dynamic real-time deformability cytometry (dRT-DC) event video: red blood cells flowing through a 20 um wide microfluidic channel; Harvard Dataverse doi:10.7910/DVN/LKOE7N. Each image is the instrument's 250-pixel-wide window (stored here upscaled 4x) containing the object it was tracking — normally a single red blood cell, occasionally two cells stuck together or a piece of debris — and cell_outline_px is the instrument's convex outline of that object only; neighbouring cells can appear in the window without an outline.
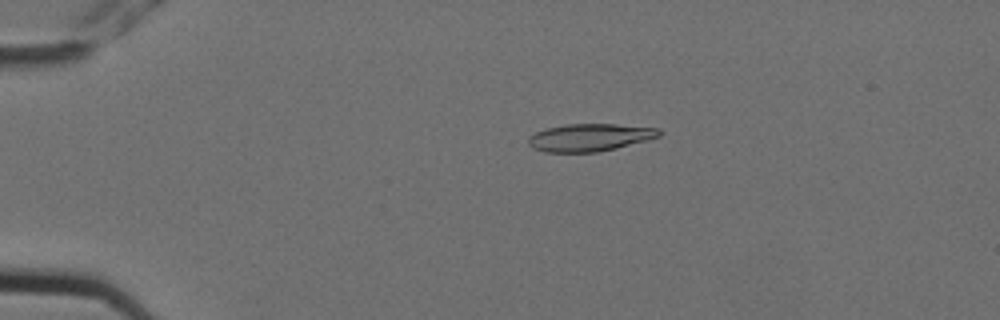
{"species": "Egyptian fruit bat (a non-hibernating species)", "species_latin": "Rousettus aegyptiacus", "temperature_condition": "cold", "stored_images_in_passage": 6, "camera_frame_rate_fps": 3000, "um_per_image_px": 0.085, "animal": {"sex": "female"}, "frame": {"image": 1, "passage_image": 4, "time_ms": 1.0, "image_size_px": [1000, 320], "cell_outline_px": [[664, 132], [660, 136], [648, 140], [616, 148], [596, 152], [544, 152], [532, 148], [528, 144], [528, 136], [536, 132], [548, 128], [564, 124], [616, 124], [660, 128]], "centroid_in_image_um": [50.15, 11.68], "position_along_channel_um": 34.8, "area_um2": 21.15}}
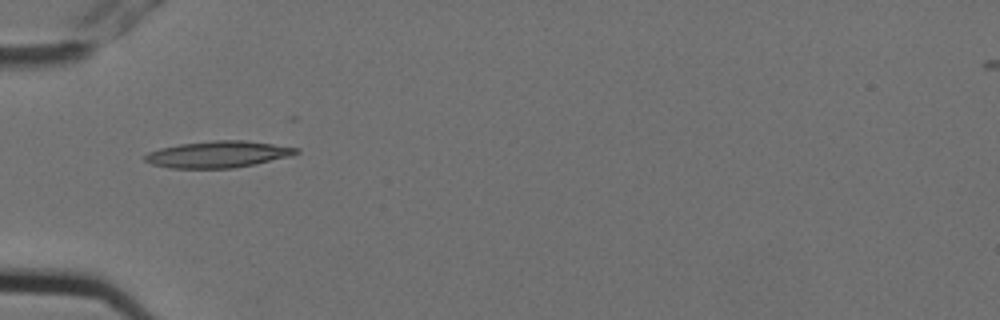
{"frame": {"image": 2, "passage_image": 6, "time_ms": 1.667, "image_size_px": [1000, 320], "cell_outline_px": [[300, 152], [292, 156], [256, 164], [232, 168], [168, 168], [152, 164], [144, 160], [144, 156], [148, 152], [160, 148], [180, 144], [212, 140], [244, 140], [300, 148]], "centroid_in_image_um": [18.55, 13.12], "position_along_channel_um": 66.4, "area_um2": 23.52}}